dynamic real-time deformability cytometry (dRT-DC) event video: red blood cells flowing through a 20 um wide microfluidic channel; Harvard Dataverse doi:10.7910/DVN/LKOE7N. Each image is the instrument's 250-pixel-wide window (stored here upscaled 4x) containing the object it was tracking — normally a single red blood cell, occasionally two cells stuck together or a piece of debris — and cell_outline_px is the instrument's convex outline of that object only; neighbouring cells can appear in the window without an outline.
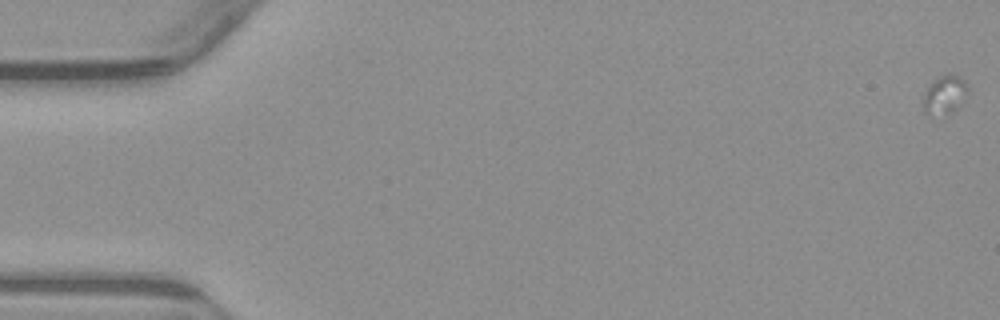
{"species": "common noctule bat (a hibernating species)", "species_latin": "Nyctalus noctula", "temperature_condition": "warm", "stored_images_in_passage": 18, "camera_frame_rate_fps": 3000, "um_per_image_px": 0.085, "animal": {"sex": "male", "body_mass_g": 23.1, "forearm_length_mm": 52.7}, "frame": {"image": 1, "passage_image": 1, "time_ms": 0.0, "image_size_px": [1000, 320], "cell_outline_px": [[968, 92], [964, 100], [952, 112], [928, 116], [924, 112], [924, 92], [928, 84], [932, 80], [948, 72], [952, 72], [960, 76], [968, 84]], "centroid_in_image_um": [80.3, 8.0], "position_along_channel_um": 4.7, "area_um2": 10.35}}